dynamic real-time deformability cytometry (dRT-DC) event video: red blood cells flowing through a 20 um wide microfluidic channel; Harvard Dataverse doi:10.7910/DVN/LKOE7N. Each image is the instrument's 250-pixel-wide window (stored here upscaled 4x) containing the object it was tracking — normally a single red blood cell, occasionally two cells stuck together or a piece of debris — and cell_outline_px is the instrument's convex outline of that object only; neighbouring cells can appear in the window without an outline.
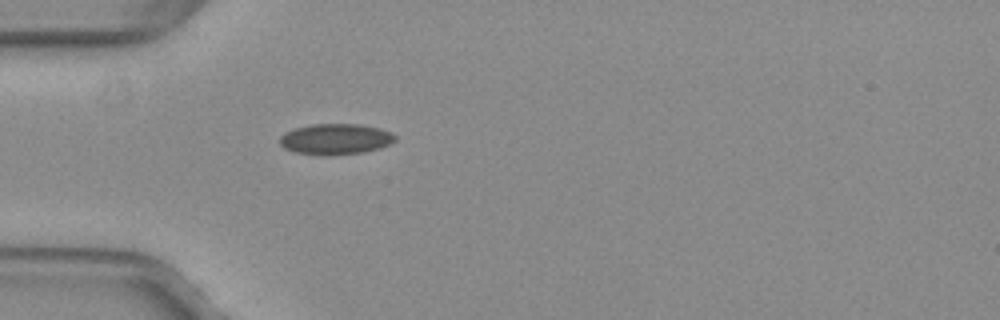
{"species": "common noctule bat (a hibernating species)", "species_latin": "Nyctalus noctula", "temperature_condition": "warm", "stored_images_in_passage": 37, "camera_frame_rate_fps": 3000, "um_per_image_px": 0.085, "animal": {"sex": "female", "body_mass_g": 29.2, "forearm_length_mm": 56.3}, "frame": {"image": 1, "passage_image": 1, "time_ms": 0.0, "image_size_px": [1000, 320], "cell_outline_px": [[396, 140], [380, 148], [360, 152], [328, 156], [320, 156], [296, 152], [284, 148], [280, 144], [280, 136], [284, 132], [296, 128], [312, 124], [356, 124], [380, 128], [392, 132], [396, 136]], "centroid_in_image_um": [28.51, 11.83], "position_along_channel_um": 56.5, "area_um2": 20.75}}
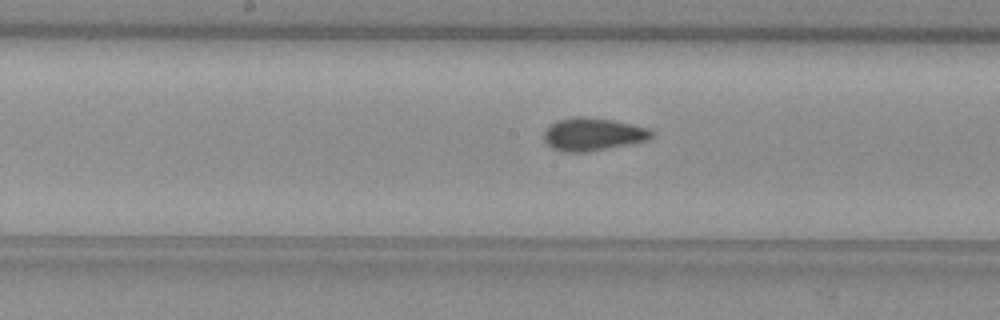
{"frame": {"image": 2, "passage_image": 12, "time_ms": 3.667, "image_size_px": [1000, 320], "cell_outline_px": [[656, 132], [648, 140], [588, 152], [560, 152], [552, 148], [544, 140], [544, 132], [556, 120], [572, 116], [580, 116], [612, 120], [632, 124], [648, 128]], "centroid_in_image_um": [50.39, 11.41], "position_along_channel_um": 197.8, "area_um2": 20.63}}
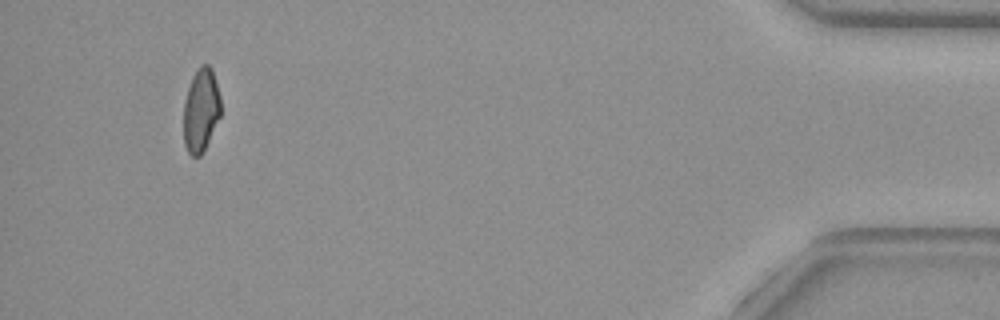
{"frame": {"image": 3, "passage_image": 34, "time_ms": 11.0, "image_size_px": [1000, 320], "cell_outline_px": [[220, 116], [200, 156], [192, 156], [188, 152], [184, 144], [184, 104], [188, 88], [192, 76], [196, 68], [200, 64], [208, 64], [212, 68], [220, 96]], "centroid_in_image_um": [17.07, 9.31], "position_along_channel_um": 418.1, "area_um2": 17.92}, "authors_computed_cell_mechanics": {"area_um2": 19.8832, "velocity_mm_per_s": 4.0258, "shape_relaxation_time_tau1_ms": null, "shape_relaxation_time_tau2_ms": 1.1705, "deformation_change_tau1": null, "deformation_change_tau2": 0.0723}}